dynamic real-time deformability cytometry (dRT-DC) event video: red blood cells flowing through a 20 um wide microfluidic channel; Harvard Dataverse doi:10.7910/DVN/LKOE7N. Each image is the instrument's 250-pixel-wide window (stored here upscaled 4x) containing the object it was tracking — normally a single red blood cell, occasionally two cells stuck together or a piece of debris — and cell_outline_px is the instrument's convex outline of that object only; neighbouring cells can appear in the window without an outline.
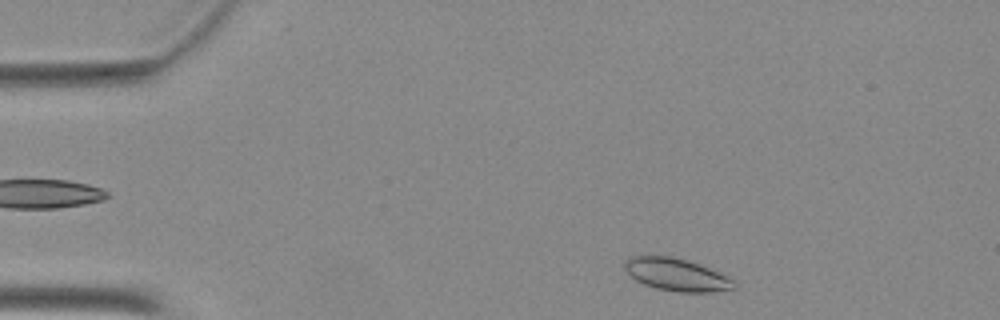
{"species": "Egyptian fruit bat (a non-hibernating species)", "species_latin": "Rousettus aegyptiacus", "temperature_condition": "warm", "stored_images_in_passage": 44, "camera_frame_rate_fps": 3000, "um_per_image_px": 0.085, "animal": {"sex": "female"}, "frame": {"image": 1, "passage_image": 2, "time_ms": 0.333, "image_size_px": [1000, 320], "cell_outline_px": [[736, 288], [708, 292], [680, 292], [656, 288], [644, 284], [636, 280], [624, 268], [624, 260], [628, 256], [672, 256], [688, 260], [700, 264], [732, 280], [736, 284]], "centroid_in_image_um": [57.45, 23.33], "position_along_channel_um": 27.5, "area_um2": 20.46}}
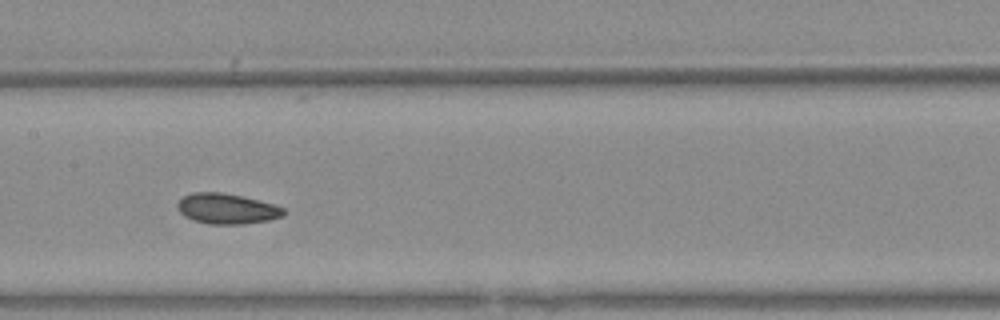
{"frame": {"image": 2, "passage_image": 19, "time_ms": 6.0, "image_size_px": [1000, 320], "cell_outline_px": [[288, 212], [284, 216], [268, 220], [244, 224], [208, 224], [192, 220], [184, 216], [176, 208], [176, 204], [184, 196], [192, 192], [220, 192], [244, 196], [272, 204], [284, 208]], "centroid_in_image_um": [19.28, 17.74], "position_along_channel_um": 188.1, "area_um2": 19.02}}
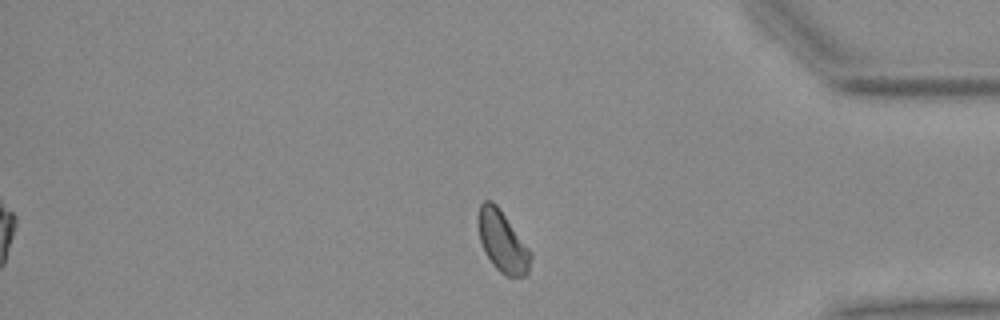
{"frame": {"image": 3, "passage_image": 36, "time_ms": 11.667, "image_size_px": [1000, 320], "cell_outline_px": [[532, 256], [528, 272], [524, 276], [504, 276], [496, 268], [484, 252], [480, 240], [476, 220], [476, 216], [480, 204], [484, 200], [492, 200], [496, 204], [532, 252]], "centroid_in_image_um": [42.68, 20.51], "position_along_channel_um": 392.5, "area_um2": 18.84}}